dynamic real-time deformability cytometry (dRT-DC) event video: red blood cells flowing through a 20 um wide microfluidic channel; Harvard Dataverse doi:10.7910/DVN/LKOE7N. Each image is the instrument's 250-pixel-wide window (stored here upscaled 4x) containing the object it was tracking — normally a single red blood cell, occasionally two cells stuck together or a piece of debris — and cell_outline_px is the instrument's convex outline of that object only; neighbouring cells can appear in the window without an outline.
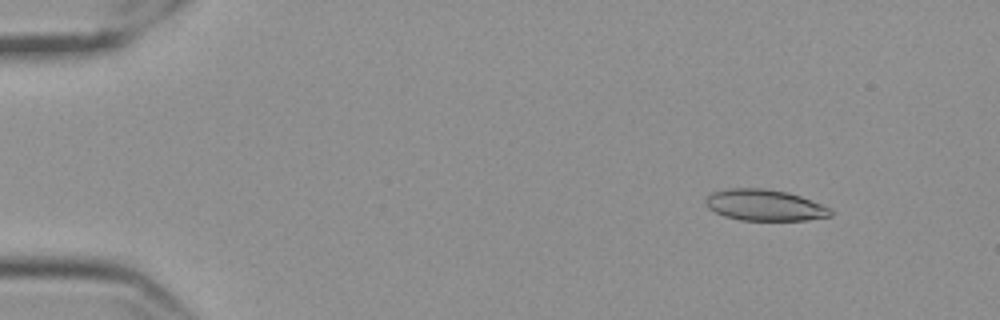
{"species": "Egyptian fruit bat (a non-hibernating species)", "species_latin": "Rousettus aegyptiacus", "temperature_condition": "cold", "stored_images_in_passage": 54, "camera_frame_rate_fps": 3000, "um_per_image_px": 0.085, "frame": {"image": 1, "passage_image": 3, "time_ms": 0.667, "image_size_px": [1000, 320], "cell_outline_px": [[832, 216], [808, 220], [740, 220], [724, 216], [708, 208], [704, 204], [704, 200], [712, 192], [728, 188], [764, 188], [788, 192], [800, 196], [832, 208]], "centroid_in_image_um": [64.99, 17.43], "position_along_channel_um": 20.0, "area_um2": 22.89}}
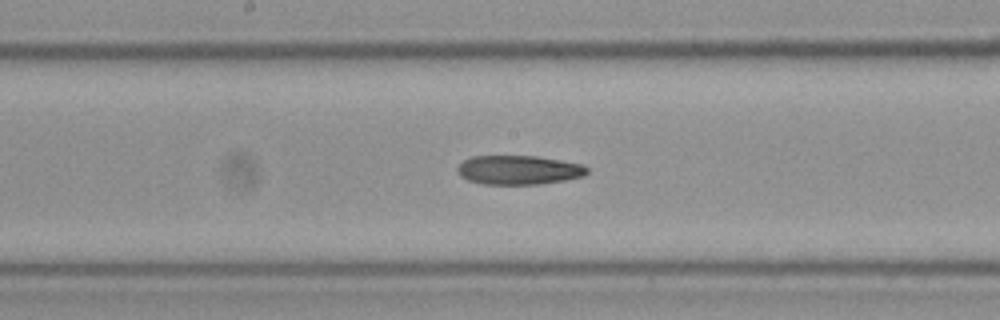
{"frame": {"image": 2, "passage_image": 27, "time_ms": 8.667, "image_size_px": [1000, 320], "cell_outline_px": [[588, 172], [584, 176], [564, 180], [540, 184], [484, 184], [468, 180], [460, 176], [456, 172], [456, 168], [464, 160], [472, 156], [536, 156], [584, 164], [588, 168]], "centroid_in_image_um": [44.09, 14.44], "position_along_channel_um": 204.1, "area_um2": 22.08}}
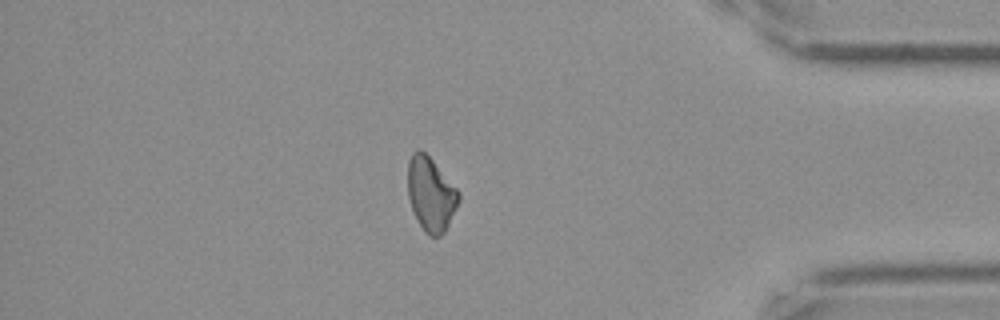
{"frame": {"image": 3, "passage_image": 46, "time_ms": 15.0, "image_size_px": [1000, 320], "cell_outline_px": [[460, 200], [444, 232], [440, 236], [432, 236], [424, 232], [412, 208], [408, 196], [408, 160], [412, 152], [420, 148], [432, 160], [460, 192]], "centroid_in_image_um": [36.61, 16.48], "position_along_channel_um": 398.6, "area_um2": 21.68}}